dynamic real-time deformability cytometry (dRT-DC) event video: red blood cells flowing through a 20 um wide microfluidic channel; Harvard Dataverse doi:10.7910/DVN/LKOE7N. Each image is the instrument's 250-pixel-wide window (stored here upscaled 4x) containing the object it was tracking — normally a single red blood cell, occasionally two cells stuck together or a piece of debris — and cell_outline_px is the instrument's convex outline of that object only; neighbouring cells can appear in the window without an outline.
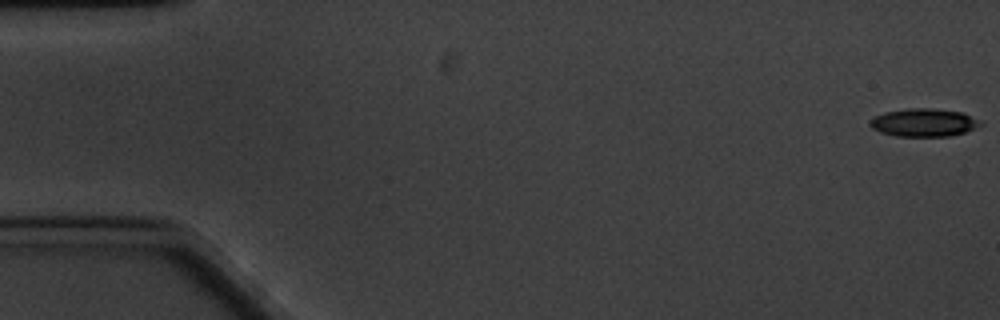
{"species": "common noctule bat (a hibernating species)", "species_latin": "Nyctalus noctula", "temperature_condition": "cold", "stored_images_in_passage": 55, "camera_frame_rate_fps": 3000, "um_per_image_px": 0.085, "animal": {"sex": "male", "body_mass_g": 20.1, "forearm_length_mm": 53.5}, "frame": {"image": 1, "passage_image": 1, "time_ms": 0.0, "image_size_px": [1000, 320], "cell_outline_px": [[984, 124], [964, 132], [948, 136], [896, 136], [880, 132], [872, 128], [868, 124], [868, 120], [884, 112], [908, 108], [932, 108], [964, 112], [980, 120]], "centroid_in_image_um": [78.51, 10.41], "position_along_channel_um": 6.5, "area_um2": 18.15}}
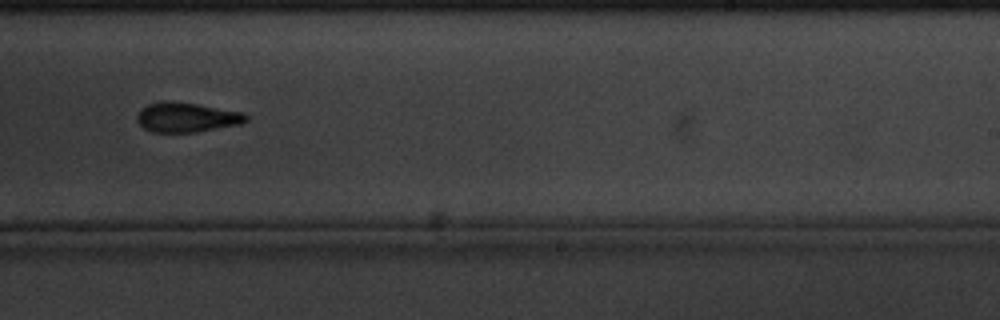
{"frame": {"image": 2, "passage_image": 38, "time_ms": 12.333, "image_size_px": [1000, 320], "cell_outline_px": [[248, 120], [240, 124], [196, 132], [152, 132], [144, 128], [136, 120], [136, 116], [140, 108], [148, 104], [196, 104], [244, 112], [248, 116]], "centroid_in_image_um": [15.9, 10.01], "position_along_channel_um": 273.1, "area_um2": 18.21}}
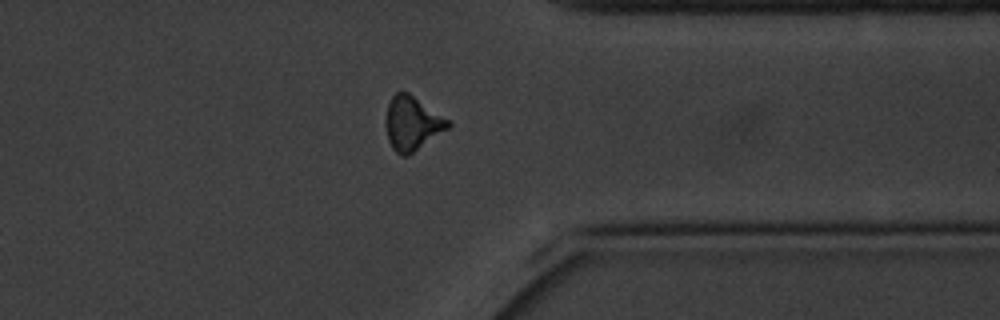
{"frame": {"image": 3, "passage_image": 48, "time_ms": 15.667, "image_size_px": [1000, 320], "cell_outline_px": [[452, 124], [448, 128], [408, 156], [400, 156], [392, 148], [388, 140], [384, 120], [388, 104], [392, 96], [396, 92], [408, 92], [448, 120]], "centroid_in_image_um": [34.99, 10.5], "position_along_channel_um": 376.4, "area_um2": 19.42}}